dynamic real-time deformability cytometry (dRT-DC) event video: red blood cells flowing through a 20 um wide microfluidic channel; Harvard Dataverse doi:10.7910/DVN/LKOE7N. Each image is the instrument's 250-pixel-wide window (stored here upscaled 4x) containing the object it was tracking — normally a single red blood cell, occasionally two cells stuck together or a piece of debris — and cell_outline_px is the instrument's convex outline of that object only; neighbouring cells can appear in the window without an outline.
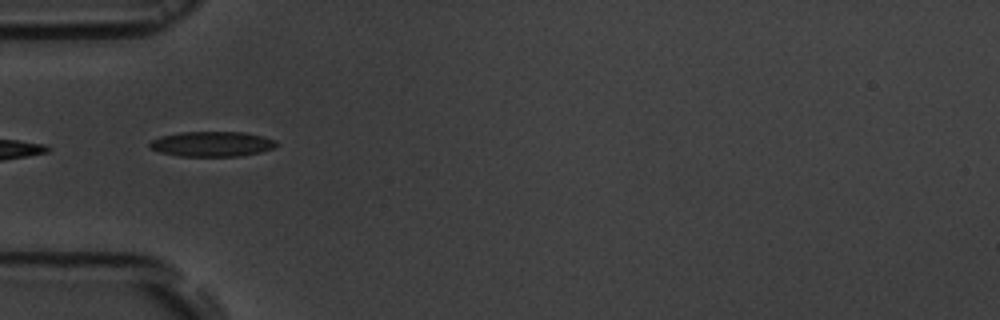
{"species": "common noctule bat (a hibernating species)", "species_latin": "Nyctalus noctula", "temperature_condition": "room temperature", "stored_images_in_passage": 7, "camera_frame_rate_fps": 3000, "um_per_image_px": 0.085, "animal": {"sex": "male", "body_mass_g": 19.5, "forearm_length_mm": 54.6}, "frame": {"image": 1, "passage_image": 5, "time_ms": 5.333, "image_size_px": [1000, 320], "cell_outline_px": [[280, 144], [276, 148], [260, 152], [240, 156], [180, 156], [160, 152], [148, 148], [148, 144], [152, 140], [160, 136], [180, 132], [244, 132], [264, 136], [276, 140]], "centroid_in_image_um": [18.05, 12.24], "position_along_channel_um": 66.9, "area_um2": 18.79}}
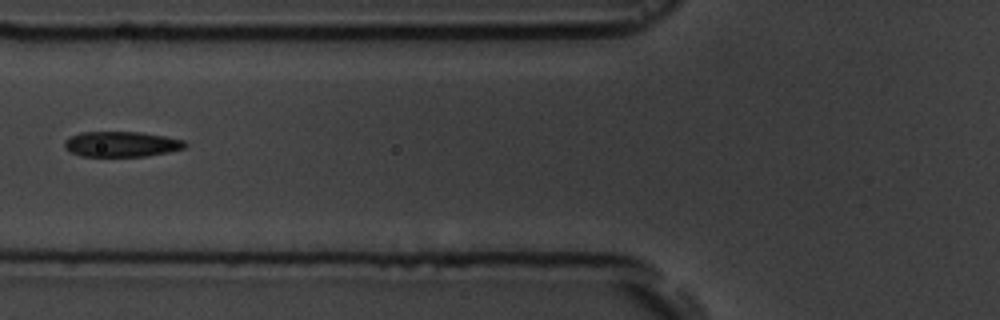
{"frame": {"image": 2, "passage_image": 6, "time_ms": 6.667, "image_size_px": [1000, 320], "cell_outline_px": [[188, 144], [184, 148], [168, 152], [144, 156], [80, 156], [64, 148], [64, 140], [80, 132], [140, 132], [164, 136], [184, 140]], "centroid_in_image_um": [10.32, 12.25], "position_along_channel_um": 115.5, "area_um2": 17.74}}
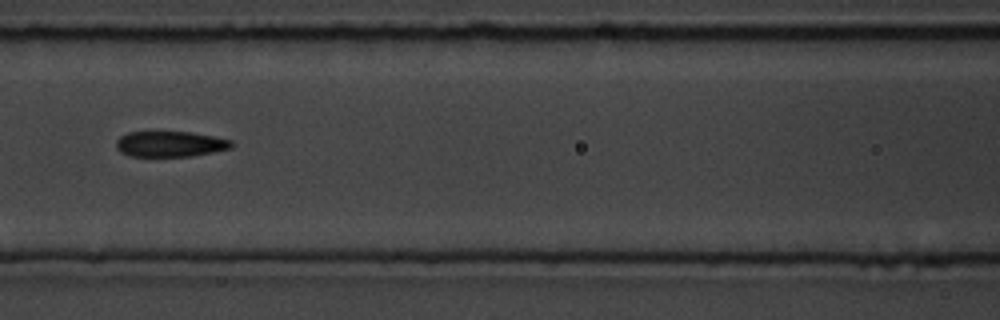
{"frame": {"image": 3, "passage_image": 7, "time_ms": 7.667, "image_size_px": [1000, 320], "cell_outline_px": [[236, 144], [232, 148], [192, 156], [128, 156], [120, 152], [116, 148], [116, 140], [120, 136], [128, 132], [192, 132], [216, 136], [232, 140]], "centroid_in_image_um": [14.5, 12.24], "position_along_channel_um": 152.1, "area_um2": 17.46}}